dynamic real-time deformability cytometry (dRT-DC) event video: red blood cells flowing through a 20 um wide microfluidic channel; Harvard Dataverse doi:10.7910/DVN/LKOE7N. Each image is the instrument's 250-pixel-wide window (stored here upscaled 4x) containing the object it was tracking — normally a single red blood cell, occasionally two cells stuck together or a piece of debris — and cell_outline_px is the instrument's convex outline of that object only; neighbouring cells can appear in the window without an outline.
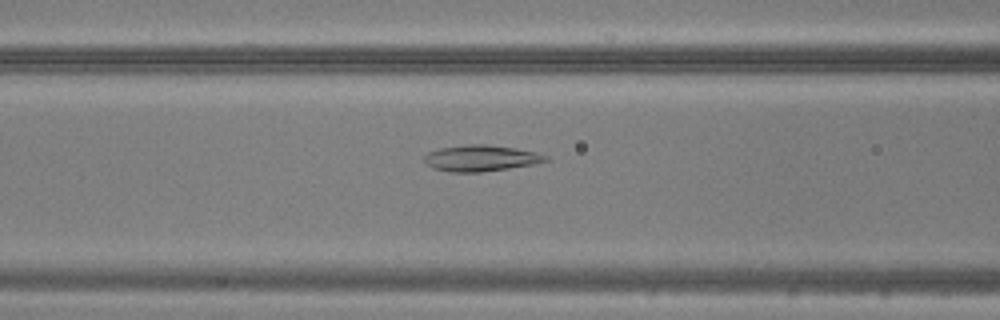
{"species": "common noctule bat (a hibernating species)", "species_latin": "Nyctalus noctula", "temperature_condition": "warm", "stored_images_in_passage": 50, "camera_frame_rate_fps": 3000, "um_per_image_px": 0.085, "animal": {"sex": "male", "body_mass_g": 20.5, "forearm_length_mm": 52.5}, "frame": {"image": 1, "passage_image": 21, "time_ms": 6.667, "image_size_px": [1000, 320], "cell_outline_px": [[548, 160], [532, 164], [508, 168], [480, 172], [448, 172], [432, 168], [424, 160], [424, 156], [428, 152], [440, 148], [468, 144], [488, 144], [516, 148], [536, 152], [548, 156]], "centroid_in_image_um": [40.85, 13.44], "position_along_channel_um": 125.8, "area_um2": 18.44}}
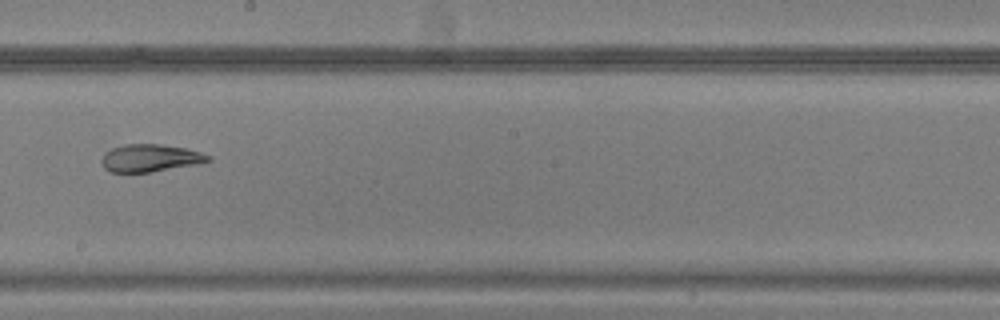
{"frame": {"image": 2, "passage_image": 29, "time_ms": 9.333, "image_size_px": [1000, 320], "cell_outline_px": [[212, 160], [200, 164], [152, 172], [108, 172], [104, 168], [100, 160], [104, 152], [112, 148], [124, 144], [160, 144], [188, 148], [212, 156]], "centroid_in_image_um": [12.79, 13.43], "position_along_channel_um": 235.4, "area_um2": 17.46}}
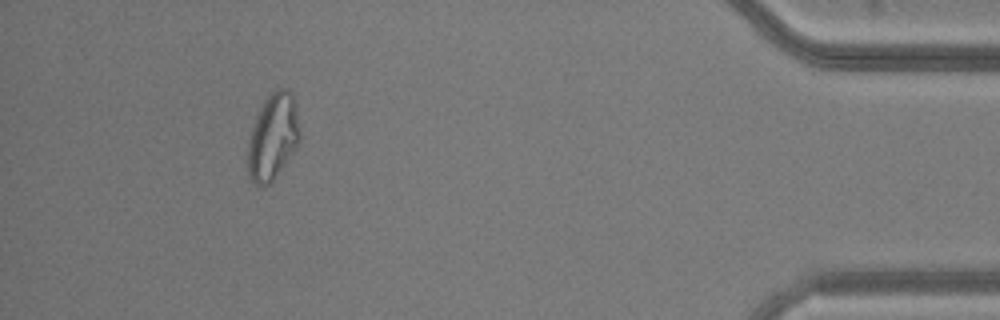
{"frame": {"image": 3, "passage_image": 46, "time_ms": 15.0, "image_size_px": [1000, 320], "cell_outline_px": [[300, 140], [296, 148], [276, 176], [268, 184], [260, 188], [248, 176], [248, 144], [252, 128], [256, 116], [264, 100], [276, 88], [288, 88], [292, 92], [300, 132]], "centroid_in_image_um": [23.19, 11.63], "position_along_channel_um": 412.0, "area_um2": 25.95}}